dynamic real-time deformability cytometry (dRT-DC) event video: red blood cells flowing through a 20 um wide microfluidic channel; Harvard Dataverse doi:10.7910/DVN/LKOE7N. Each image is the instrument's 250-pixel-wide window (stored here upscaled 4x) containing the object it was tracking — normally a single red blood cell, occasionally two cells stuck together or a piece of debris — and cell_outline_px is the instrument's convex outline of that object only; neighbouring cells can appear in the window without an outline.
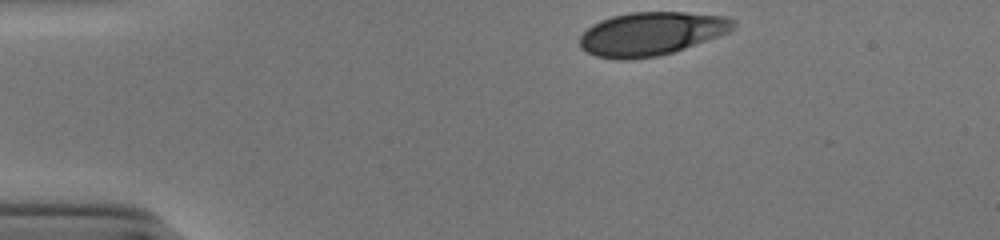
{"species": "human", "species_latin": "Homo sapiens", "temperature_condition": "cold", "stored_images_in_passage": 34, "camera_frame_rate_fps": 3000, "um_per_image_px": 0.085, "donor": {"sex": "male"}, "frame": {"image": 1, "passage_image": 1, "time_ms": 0.0, "image_size_px": [1000, 240], "cell_outline_px": [[736, 24], [728, 32], [720, 36], [672, 52], [656, 56], [624, 60], [616, 60], [596, 56], [580, 48], [580, 36], [592, 24], [600, 20], [612, 16], [628, 12], [684, 12], [724, 16], [736, 20]], "centroid_in_image_um": [55.34, 2.86], "position_along_channel_um": 29.7, "area_um2": 38.84}}
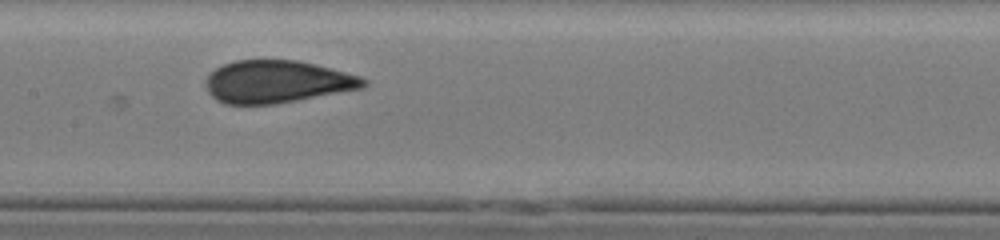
{"frame": {"image": 2, "passage_image": 18, "time_ms": 5.667, "image_size_px": [1000, 240], "cell_outline_px": [[368, 84], [364, 88], [276, 104], [224, 104], [216, 100], [208, 92], [204, 84], [204, 80], [216, 68], [224, 64], [236, 60], [296, 60], [316, 64], [360, 76], [368, 80]], "centroid_in_image_um": [23.55, 6.95], "position_along_channel_um": 183.8, "area_um2": 39.25}}
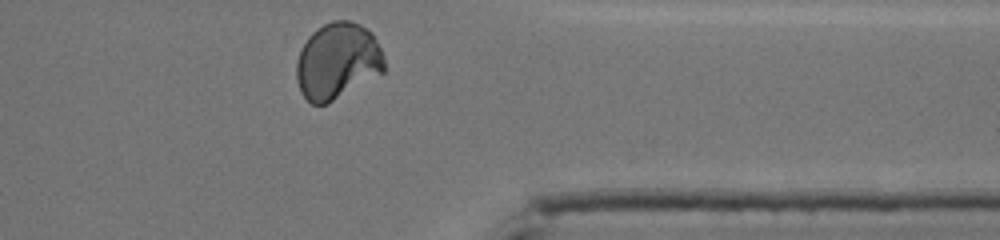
{"frame": {"image": 3, "passage_image": 34, "time_ms": 11.0, "image_size_px": [1000, 240], "cell_outline_px": [[384, 72], [328, 104], [312, 104], [300, 92], [296, 80], [296, 60], [300, 48], [308, 36], [316, 28], [332, 20], [352, 20], [368, 28], [372, 32], [384, 56]], "centroid_in_image_um": [28.67, 5.18], "position_along_channel_um": 382.7, "area_um2": 39.65}}